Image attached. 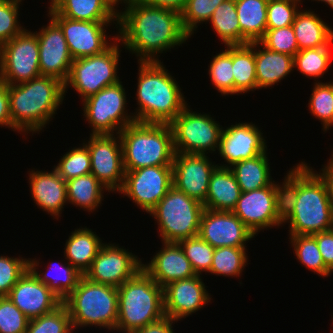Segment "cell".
Here are the masks:
<instances>
[{"label": "cell", "instance_id": "obj_40", "mask_svg": "<svg viewBox=\"0 0 333 333\" xmlns=\"http://www.w3.org/2000/svg\"><path fill=\"white\" fill-rule=\"evenodd\" d=\"M214 55L209 67L212 85L221 95H234V76L232 64V46Z\"/></svg>", "mask_w": 333, "mask_h": 333}, {"label": "cell", "instance_id": "obj_16", "mask_svg": "<svg viewBox=\"0 0 333 333\" xmlns=\"http://www.w3.org/2000/svg\"><path fill=\"white\" fill-rule=\"evenodd\" d=\"M217 167L218 164L212 163L205 154L175 153L173 186L204 204L211 175Z\"/></svg>", "mask_w": 333, "mask_h": 333}, {"label": "cell", "instance_id": "obj_52", "mask_svg": "<svg viewBox=\"0 0 333 333\" xmlns=\"http://www.w3.org/2000/svg\"><path fill=\"white\" fill-rule=\"evenodd\" d=\"M325 265L333 272V227L329 231L313 234Z\"/></svg>", "mask_w": 333, "mask_h": 333}, {"label": "cell", "instance_id": "obj_54", "mask_svg": "<svg viewBox=\"0 0 333 333\" xmlns=\"http://www.w3.org/2000/svg\"><path fill=\"white\" fill-rule=\"evenodd\" d=\"M175 322L177 323L176 320L164 316L162 319L137 329L133 333H175L174 329H172V325Z\"/></svg>", "mask_w": 333, "mask_h": 333}, {"label": "cell", "instance_id": "obj_33", "mask_svg": "<svg viewBox=\"0 0 333 333\" xmlns=\"http://www.w3.org/2000/svg\"><path fill=\"white\" fill-rule=\"evenodd\" d=\"M267 154L266 150L258 156L237 162L229 168L234 174L241 192L258 190L273 182Z\"/></svg>", "mask_w": 333, "mask_h": 333}, {"label": "cell", "instance_id": "obj_31", "mask_svg": "<svg viewBox=\"0 0 333 333\" xmlns=\"http://www.w3.org/2000/svg\"><path fill=\"white\" fill-rule=\"evenodd\" d=\"M269 0H235L240 25V45L259 41L267 30Z\"/></svg>", "mask_w": 333, "mask_h": 333}, {"label": "cell", "instance_id": "obj_17", "mask_svg": "<svg viewBox=\"0 0 333 333\" xmlns=\"http://www.w3.org/2000/svg\"><path fill=\"white\" fill-rule=\"evenodd\" d=\"M49 17L62 29L73 59L103 53L113 44L111 41L108 42L106 33L107 26L112 22L80 21L61 15Z\"/></svg>", "mask_w": 333, "mask_h": 333}, {"label": "cell", "instance_id": "obj_11", "mask_svg": "<svg viewBox=\"0 0 333 333\" xmlns=\"http://www.w3.org/2000/svg\"><path fill=\"white\" fill-rule=\"evenodd\" d=\"M187 105L170 123L175 153H216L223 127L208 113L191 111Z\"/></svg>", "mask_w": 333, "mask_h": 333}, {"label": "cell", "instance_id": "obj_29", "mask_svg": "<svg viewBox=\"0 0 333 333\" xmlns=\"http://www.w3.org/2000/svg\"><path fill=\"white\" fill-rule=\"evenodd\" d=\"M292 27L299 51L333 45V28L310 9L299 10Z\"/></svg>", "mask_w": 333, "mask_h": 333}, {"label": "cell", "instance_id": "obj_59", "mask_svg": "<svg viewBox=\"0 0 333 333\" xmlns=\"http://www.w3.org/2000/svg\"><path fill=\"white\" fill-rule=\"evenodd\" d=\"M51 2H50V5L49 6H51V5H53V3L56 1V0H50Z\"/></svg>", "mask_w": 333, "mask_h": 333}, {"label": "cell", "instance_id": "obj_3", "mask_svg": "<svg viewBox=\"0 0 333 333\" xmlns=\"http://www.w3.org/2000/svg\"><path fill=\"white\" fill-rule=\"evenodd\" d=\"M136 121L169 124L188 104L161 61H139Z\"/></svg>", "mask_w": 333, "mask_h": 333}, {"label": "cell", "instance_id": "obj_41", "mask_svg": "<svg viewBox=\"0 0 333 333\" xmlns=\"http://www.w3.org/2000/svg\"><path fill=\"white\" fill-rule=\"evenodd\" d=\"M284 178V182L274 181V202L278 219L283 223L294 210L298 196V164H295Z\"/></svg>", "mask_w": 333, "mask_h": 333}, {"label": "cell", "instance_id": "obj_39", "mask_svg": "<svg viewBox=\"0 0 333 333\" xmlns=\"http://www.w3.org/2000/svg\"><path fill=\"white\" fill-rule=\"evenodd\" d=\"M246 251V247L215 248L209 273L225 277H239L248 264Z\"/></svg>", "mask_w": 333, "mask_h": 333}, {"label": "cell", "instance_id": "obj_51", "mask_svg": "<svg viewBox=\"0 0 333 333\" xmlns=\"http://www.w3.org/2000/svg\"><path fill=\"white\" fill-rule=\"evenodd\" d=\"M29 321L8 296L0 297V333H25Z\"/></svg>", "mask_w": 333, "mask_h": 333}, {"label": "cell", "instance_id": "obj_30", "mask_svg": "<svg viewBox=\"0 0 333 333\" xmlns=\"http://www.w3.org/2000/svg\"><path fill=\"white\" fill-rule=\"evenodd\" d=\"M241 195L240 186L229 168L217 167L211 175L204 208L232 211Z\"/></svg>", "mask_w": 333, "mask_h": 333}, {"label": "cell", "instance_id": "obj_46", "mask_svg": "<svg viewBox=\"0 0 333 333\" xmlns=\"http://www.w3.org/2000/svg\"><path fill=\"white\" fill-rule=\"evenodd\" d=\"M225 0H188L181 13L184 31L191 37L199 24L210 20L214 10Z\"/></svg>", "mask_w": 333, "mask_h": 333}, {"label": "cell", "instance_id": "obj_26", "mask_svg": "<svg viewBox=\"0 0 333 333\" xmlns=\"http://www.w3.org/2000/svg\"><path fill=\"white\" fill-rule=\"evenodd\" d=\"M48 8V16L61 15L73 20L113 22L118 25L119 10L108 0H56Z\"/></svg>", "mask_w": 333, "mask_h": 333}, {"label": "cell", "instance_id": "obj_34", "mask_svg": "<svg viewBox=\"0 0 333 333\" xmlns=\"http://www.w3.org/2000/svg\"><path fill=\"white\" fill-rule=\"evenodd\" d=\"M68 203L85 211L97 210L104 200V190L108 189L91 173L66 181Z\"/></svg>", "mask_w": 333, "mask_h": 333}, {"label": "cell", "instance_id": "obj_8", "mask_svg": "<svg viewBox=\"0 0 333 333\" xmlns=\"http://www.w3.org/2000/svg\"><path fill=\"white\" fill-rule=\"evenodd\" d=\"M204 204L172 186L149 212L156 219L162 242L198 236Z\"/></svg>", "mask_w": 333, "mask_h": 333}, {"label": "cell", "instance_id": "obj_18", "mask_svg": "<svg viewBox=\"0 0 333 333\" xmlns=\"http://www.w3.org/2000/svg\"><path fill=\"white\" fill-rule=\"evenodd\" d=\"M213 248L247 247L255 234L232 212L204 209L198 234Z\"/></svg>", "mask_w": 333, "mask_h": 333}, {"label": "cell", "instance_id": "obj_7", "mask_svg": "<svg viewBox=\"0 0 333 333\" xmlns=\"http://www.w3.org/2000/svg\"><path fill=\"white\" fill-rule=\"evenodd\" d=\"M68 309L74 331L95 326L116 330L118 288L89 281L82 276L74 291L62 302Z\"/></svg>", "mask_w": 333, "mask_h": 333}, {"label": "cell", "instance_id": "obj_19", "mask_svg": "<svg viewBox=\"0 0 333 333\" xmlns=\"http://www.w3.org/2000/svg\"><path fill=\"white\" fill-rule=\"evenodd\" d=\"M253 123H236L222 129L218 154L227 164L219 167L230 168L235 163L250 159L265 152L268 148L266 140Z\"/></svg>", "mask_w": 333, "mask_h": 333}, {"label": "cell", "instance_id": "obj_21", "mask_svg": "<svg viewBox=\"0 0 333 333\" xmlns=\"http://www.w3.org/2000/svg\"><path fill=\"white\" fill-rule=\"evenodd\" d=\"M200 275L176 280L163 287L164 313L180 321L211 303V295Z\"/></svg>", "mask_w": 333, "mask_h": 333}, {"label": "cell", "instance_id": "obj_47", "mask_svg": "<svg viewBox=\"0 0 333 333\" xmlns=\"http://www.w3.org/2000/svg\"><path fill=\"white\" fill-rule=\"evenodd\" d=\"M22 0H0V47L25 30L18 21Z\"/></svg>", "mask_w": 333, "mask_h": 333}, {"label": "cell", "instance_id": "obj_53", "mask_svg": "<svg viewBox=\"0 0 333 333\" xmlns=\"http://www.w3.org/2000/svg\"><path fill=\"white\" fill-rule=\"evenodd\" d=\"M0 126L2 128H11L13 131L19 133V131L12 125L10 106H9V94L8 85L3 81L0 76Z\"/></svg>", "mask_w": 333, "mask_h": 333}, {"label": "cell", "instance_id": "obj_13", "mask_svg": "<svg viewBox=\"0 0 333 333\" xmlns=\"http://www.w3.org/2000/svg\"><path fill=\"white\" fill-rule=\"evenodd\" d=\"M172 186V166H151L125 171L124 184L118 193L149 213Z\"/></svg>", "mask_w": 333, "mask_h": 333}, {"label": "cell", "instance_id": "obj_25", "mask_svg": "<svg viewBox=\"0 0 333 333\" xmlns=\"http://www.w3.org/2000/svg\"><path fill=\"white\" fill-rule=\"evenodd\" d=\"M29 175L30 193L37 207L58 219L68 203L66 181L55 168L51 171L31 170Z\"/></svg>", "mask_w": 333, "mask_h": 333}, {"label": "cell", "instance_id": "obj_32", "mask_svg": "<svg viewBox=\"0 0 333 333\" xmlns=\"http://www.w3.org/2000/svg\"><path fill=\"white\" fill-rule=\"evenodd\" d=\"M39 261L29 258V269L33 274L63 302L77 287L79 279L83 276L74 266L68 261L67 263H52L48 265L44 273L39 268ZM66 263V264H65ZM54 264V265H53ZM56 270L52 272L53 270ZM52 270V271H51ZM56 273V274H53Z\"/></svg>", "mask_w": 333, "mask_h": 333}, {"label": "cell", "instance_id": "obj_27", "mask_svg": "<svg viewBox=\"0 0 333 333\" xmlns=\"http://www.w3.org/2000/svg\"><path fill=\"white\" fill-rule=\"evenodd\" d=\"M254 56L258 90L277 84L294 70V57L272 51L259 41L254 42Z\"/></svg>", "mask_w": 333, "mask_h": 333}, {"label": "cell", "instance_id": "obj_49", "mask_svg": "<svg viewBox=\"0 0 333 333\" xmlns=\"http://www.w3.org/2000/svg\"><path fill=\"white\" fill-rule=\"evenodd\" d=\"M29 269V258L0 255V297L8 296L12 287Z\"/></svg>", "mask_w": 333, "mask_h": 333}, {"label": "cell", "instance_id": "obj_44", "mask_svg": "<svg viewBox=\"0 0 333 333\" xmlns=\"http://www.w3.org/2000/svg\"><path fill=\"white\" fill-rule=\"evenodd\" d=\"M67 307L62 303L54 311L31 319L25 333H73Z\"/></svg>", "mask_w": 333, "mask_h": 333}, {"label": "cell", "instance_id": "obj_22", "mask_svg": "<svg viewBox=\"0 0 333 333\" xmlns=\"http://www.w3.org/2000/svg\"><path fill=\"white\" fill-rule=\"evenodd\" d=\"M232 212L256 235L262 229L279 227L274 202V180L264 188L241 192Z\"/></svg>", "mask_w": 333, "mask_h": 333}, {"label": "cell", "instance_id": "obj_28", "mask_svg": "<svg viewBox=\"0 0 333 333\" xmlns=\"http://www.w3.org/2000/svg\"><path fill=\"white\" fill-rule=\"evenodd\" d=\"M103 244L102 239L92 229L77 228L66 240L64 257L84 276Z\"/></svg>", "mask_w": 333, "mask_h": 333}, {"label": "cell", "instance_id": "obj_58", "mask_svg": "<svg viewBox=\"0 0 333 333\" xmlns=\"http://www.w3.org/2000/svg\"><path fill=\"white\" fill-rule=\"evenodd\" d=\"M312 1H321L325 2V4L329 5L333 9V0H312Z\"/></svg>", "mask_w": 333, "mask_h": 333}, {"label": "cell", "instance_id": "obj_4", "mask_svg": "<svg viewBox=\"0 0 333 333\" xmlns=\"http://www.w3.org/2000/svg\"><path fill=\"white\" fill-rule=\"evenodd\" d=\"M289 224V235H313L333 227V209L326 185L308 166L298 164V196L291 215L282 223Z\"/></svg>", "mask_w": 333, "mask_h": 333}, {"label": "cell", "instance_id": "obj_2", "mask_svg": "<svg viewBox=\"0 0 333 333\" xmlns=\"http://www.w3.org/2000/svg\"><path fill=\"white\" fill-rule=\"evenodd\" d=\"M8 94L12 125L25 134L42 131L54 118L66 96L64 82L45 75L8 85Z\"/></svg>", "mask_w": 333, "mask_h": 333}, {"label": "cell", "instance_id": "obj_12", "mask_svg": "<svg viewBox=\"0 0 333 333\" xmlns=\"http://www.w3.org/2000/svg\"><path fill=\"white\" fill-rule=\"evenodd\" d=\"M0 76L7 85H17L41 76L38 38L25 29L0 47Z\"/></svg>", "mask_w": 333, "mask_h": 333}, {"label": "cell", "instance_id": "obj_5", "mask_svg": "<svg viewBox=\"0 0 333 333\" xmlns=\"http://www.w3.org/2000/svg\"><path fill=\"white\" fill-rule=\"evenodd\" d=\"M125 171L172 166L175 155L169 124L134 122L119 132Z\"/></svg>", "mask_w": 333, "mask_h": 333}, {"label": "cell", "instance_id": "obj_42", "mask_svg": "<svg viewBox=\"0 0 333 333\" xmlns=\"http://www.w3.org/2000/svg\"><path fill=\"white\" fill-rule=\"evenodd\" d=\"M314 83L308 107L311 115L321 120L325 132L333 127V84L318 80Z\"/></svg>", "mask_w": 333, "mask_h": 333}, {"label": "cell", "instance_id": "obj_6", "mask_svg": "<svg viewBox=\"0 0 333 333\" xmlns=\"http://www.w3.org/2000/svg\"><path fill=\"white\" fill-rule=\"evenodd\" d=\"M164 316L163 287L143 269L118 287L116 331L133 333Z\"/></svg>", "mask_w": 333, "mask_h": 333}, {"label": "cell", "instance_id": "obj_35", "mask_svg": "<svg viewBox=\"0 0 333 333\" xmlns=\"http://www.w3.org/2000/svg\"><path fill=\"white\" fill-rule=\"evenodd\" d=\"M234 94L257 90L254 42L232 46Z\"/></svg>", "mask_w": 333, "mask_h": 333}, {"label": "cell", "instance_id": "obj_9", "mask_svg": "<svg viewBox=\"0 0 333 333\" xmlns=\"http://www.w3.org/2000/svg\"><path fill=\"white\" fill-rule=\"evenodd\" d=\"M110 40H113V44L103 53L73 60L69 76L64 82V93H67L70 86L84 100L120 81L117 70L121 50L117 33Z\"/></svg>", "mask_w": 333, "mask_h": 333}, {"label": "cell", "instance_id": "obj_15", "mask_svg": "<svg viewBox=\"0 0 333 333\" xmlns=\"http://www.w3.org/2000/svg\"><path fill=\"white\" fill-rule=\"evenodd\" d=\"M139 259L123 246L104 243L84 277L94 283L118 288L142 269V259Z\"/></svg>", "mask_w": 333, "mask_h": 333}, {"label": "cell", "instance_id": "obj_43", "mask_svg": "<svg viewBox=\"0 0 333 333\" xmlns=\"http://www.w3.org/2000/svg\"><path fill=\"white\" fill-rule=\"evenodd\" d=\"M82 145L69 149L54 166L65 181L91 173V156L87 146Z\"/></svg>", "mask_w": 333, "mask_h": 333}, {"label": "cell", "instance_id": "obj_45", "mask_svg": "<svg viewBox=\"0 0 333 333\" xmlns=\"http://www.w3.org/2000/svg\"><path fill=\"white\" fill-rule=\"evenodd\" d=\"M177 243L189 259L196 275H202V272L209 273L215 248L204 241L199 235L180 240Z\"/></svg>", "mask_w": 333, "mask_h": 333}, {"label": "cell", "instance_id": "obj_56", "mask_svg": "<svg viewBox=\"0 0 333 333\" xmlns=\"http://www.w3.org/2000/svg\"><path fill=\"white\" fill-rule=\"evenodd\" d=\"M140 2L152 6L170 9L181 14L187 5L188 0H139Z\"/></svg>", "mask_w": 333, "mask_h": 333}, {"label": "cell", "instance_id": "obj_20", "mask_svg": "<svg viewBox=\"0 0 333 333\" xmlns=\"http://www.w3.org/2000/svg\"><path fill=\"white\" fill-rule=\"evenodd\" d=\"M39 45L40 74L53 76L65 82L73 58L60 26L50 17L49 24L34 32Z\"/></svg>", "mask_w": 333, "mask_h": 333}, {"label": "cell", "instance_id": "obj_36", "mask_svg": "<svg viewBox=\"0 0 333 333\" xmlns=\"http://www.w3.org/2000/svg\"><path fill=\"white\" fill-rule=\"evenodd\" d=\"M208 22H211L215 33L225 46L240 45V25L235 0L220 3Z\"/></svg>", "mask_w": 333, "mask_h": 333}, {"label": "cell", "instance_id": "obj_24", "mask_svg": "<svg viewBox=\"0 0 333 333\" xmlns=\"http://www.w3.org/2000/svg\"><path fill=\"white\" fill-rule=\"evenodd\" d=\"M163 246L142 269L161 287L170 282L188 279L196 275L189 259L180 245L175 242H162Z\"/></svg>", "mask_w": 333, "mask_h": 333}, {"label": "cell", "instance_id": "obj_50", "mask_svg": "<svg viewBox=\"0 0 333 333\" xmlns=\"http://www.w3.org/2000/svg\"><path fill=\"white\" fill-rule=\"evenodd\" d=\"M297 0H269L267 4V29H278L293 24L299 11Z\"/></svg>", "mask_w": 333, "mask_h": 333}, {"label": "cell", "instance_id": "obj_1", "mask_svg": "<svg viewBox=\"0 0 333 333\" xmlns=\"http://www.w3.org/2000/svg\"><path fill=\"white\" fill-rule=\"evenodd\" d=\"M121 4L125 8L118 12L117 39L123 48L135 53L138 62L161 61L159 53L182 46L191 38L182 27L181 14L176 11L152 7L139 0H123Z\"/></svg>", "mask_w": 333, "mask_h": 333}, {"label": "cell", "instance_id": "obj_55", "mask_svg": "<svg viewBox=\"0 0 333 333\" xmlns=\"http://www.w3.org/2000/svg\"><path fill=\"white\" fill-rule=\"evenodd\" d=\"M331 155L332 156L328 160L327 164H325V166L323 165V168L321 169L322 172L320 171L316 173H319L318 175L326 185L328 198L333 209V150Z\"/></svg>", "mask_w": 333, "mask_h": 333}, {"label": "cell", "instance_id": "obj_10", "mask_svg": "<svg viewBox=\"0 0 333 333\" xmlns=\"http://www.w3.org/2000/svg\"><path fill=\"white\" fill-rule=\"evenodd\" d=\"M126 91L122 82L107 86L83 101L84 120L93 129L90 134H119L127 125L136 122L127 112Z\"/></svg>", "mask_w": 333, "mask_h": 333}, {"label": "cell", "instance_id": "obj_14", "mask_svg": "<svg viewBox=\"0 0 333 333\" xmlns=\"http://www.w3.org/2000/svg\"><path fill=\"white\" fill-rule=\"evenodd\" d=\"M87 141L83 143L91 156V174L108 189L109 193L119 192L125 177L120 135L90 134Z\"/></svg>", "mask_w": 333, "mask_h": 333}, {"label": "cell", "instance_id": "obj_23", "mask_svg": "<svg viewBox=\"0 0 333 333\" xmlns=\"http://www.w3.org/2000/svg\"><path fill=\"white\" fill-rule=\"evenodd\" d=\"M8 297L30 320L54 311L62 301L28 269Z\"/></svg>", "mask_w": 333, "mask_h": 333}, {"label": "cell", "instance_id": "obj_37", "mask_svg": "<svg viewBox=\"0 0 333 333\" xmlns=\"http://www.w3.org/2000/svg\"><path fill=\"white\" fill-rule=\"evenodd\" d=\"M289 239L301 265L322 277H328L333 273L325 265L313 235H290Z\"/></svg>", "mask_w": 333, "mask_h": 333}, {"label": "cell", "instance_id": "obj_48", "mask_svg": "<svg viewBox=\"0 0 333 333\" xmlns=\"http://www.w3.org/2000/svg\"><path fill=\"white\" fill-rule=\"evenodd\" d=\"M259 42L272 51L292 57L299 52L292 25L278 29H267Z\"/></svg>", "mask_w": 333, "mask_h": 333}, {"label": "cell", "instance_id": "obj_57", "mask_svg": "<svg viewBox=\"0 0 333 333\" xmlns=\"http://www.w3.org/2000/svg\"><path fill=\"white\" fill-rule=\"evenodd\" d=\"M115 8L119 5V3L121 4L123 2V0H108Z\"/></svg>", "mask_w": 333, "mask_h": 333}, {"label": "cell", "instance_id": "obj_38", "mask_svg": "<svg viewBox=\"0 0 333 333\" xmlns=\"http://www.w3.org/2000/svg\"><path fill=\"white\" fill-rule=\"evenodd\" d=\"M332 45L324 47L303 49L294 56V69L302 73L307 78H323L332 64ZM327 71V72H326Z\"/></svg>", "mask_w": 333, "mask_h": 333}]
</instances>
